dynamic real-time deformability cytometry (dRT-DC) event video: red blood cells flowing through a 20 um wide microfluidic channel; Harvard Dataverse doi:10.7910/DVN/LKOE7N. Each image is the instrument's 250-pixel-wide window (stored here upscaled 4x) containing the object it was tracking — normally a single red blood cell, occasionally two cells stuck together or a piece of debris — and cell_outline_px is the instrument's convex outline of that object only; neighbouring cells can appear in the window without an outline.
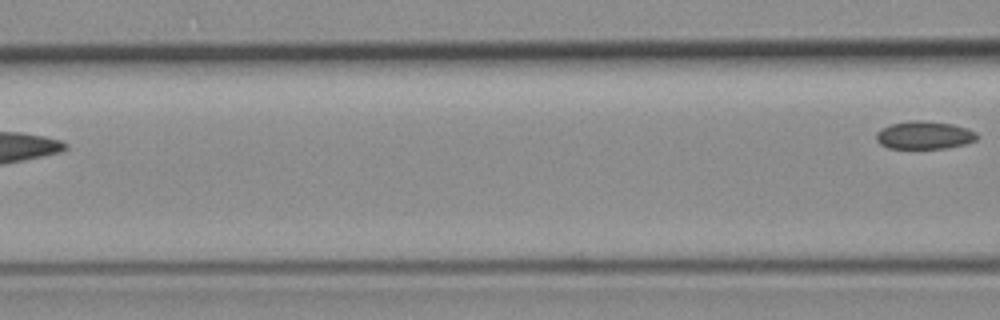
{"species": "common noctule bat (a hibernating species)", "species_latin": "Nyctalus noctula", "temperature_condition": "room temperature", "stored_images_in_passage": 3, "camera_frame_rate_fps": 3000, "um_per_image_px": 0.085, "animal": {"sex": "female", "body_mass_g": 19.3, "forearm_length_mm": 54.1}, "frame": {"image": 1, "passage_image": 3, "time_ms": 2.333, "image_size_px": [1000, 320], "cell_outline_px": [[980, 136], [976, 140], [964, 144], [948, 148], [888, 148], [880, 144], [876, 140], [876, 132], [880, 128], [888, 124], [912, 120], [924, 120], [952, 124], [968, 128], [976, 132]], "centroid_in_image_um": [78.56, 11.48], "position_along_channel_um": 88.0, "area_um2": 16.65}}